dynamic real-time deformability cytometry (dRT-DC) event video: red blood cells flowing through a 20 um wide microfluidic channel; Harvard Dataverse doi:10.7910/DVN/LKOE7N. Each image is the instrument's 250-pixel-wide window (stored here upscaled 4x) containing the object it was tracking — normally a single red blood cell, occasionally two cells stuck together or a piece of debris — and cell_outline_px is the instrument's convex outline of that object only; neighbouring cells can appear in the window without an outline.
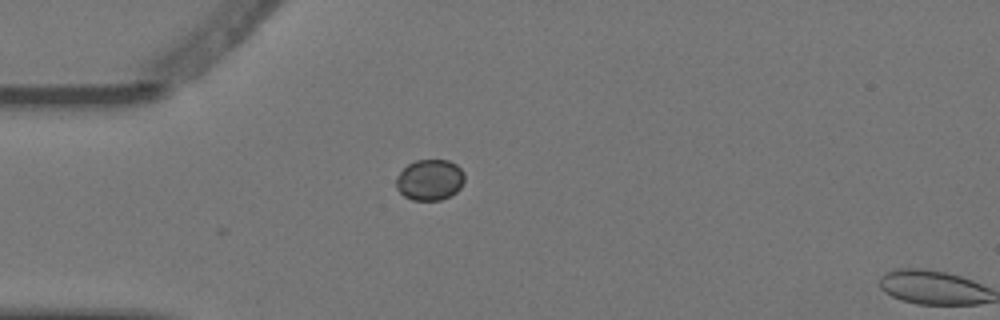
{"species": "Egyptian fruit bat (a non-hibernating species)", "species_latin": "Rousettus aegyptiacus", "temperature_condition": "warm", "stored_images_in_passage": 3, "camera_frame_rate_fps": 3000, "um_per_image_px": 0.085, "animal": {"sex": "female"}, "frame": {"image": 1, "passage_image": 3, "time_ms": 0.667, "image_size_px": [1000, 320], "cell_outline_px": [[464, 180], [460, 188], [456, 192], [440, 200], [412, 200], [404, 196], [396, 188], [396, 176], [408, 164], [416, 160], [448, 160], [456, 164], [464, 172]], "centroid_in_image_um": [36.52, 15.28], "position_along_channel_um": 48.5, "area_um2": 16.3}}